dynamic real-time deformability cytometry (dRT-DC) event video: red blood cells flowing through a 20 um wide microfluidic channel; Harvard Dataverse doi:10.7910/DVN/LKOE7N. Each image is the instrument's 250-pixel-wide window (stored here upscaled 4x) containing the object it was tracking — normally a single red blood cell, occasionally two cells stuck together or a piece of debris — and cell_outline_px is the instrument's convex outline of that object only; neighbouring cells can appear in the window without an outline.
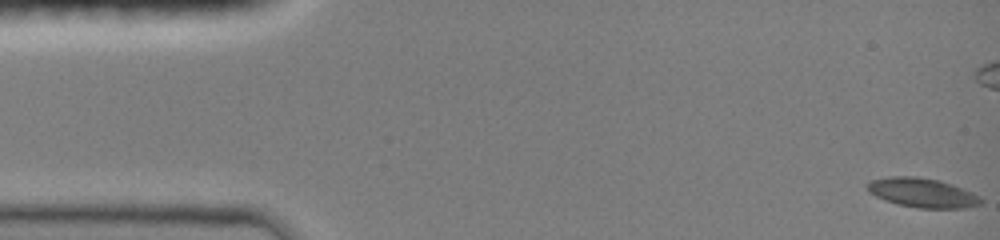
{"species": "common noctule bat (a hibernating species)", "species_latin": "Nyctalus noctula", "temperature_condition": "room temperature", "stored_images_in_passage": 49, "camera_frame_rate_fps": 3000, "um_per_image_px": 0.085, "animal": {"sex": "female", "body_mass_g": 19.0, "forearm_length_mm": 51.5}, "frame": {"image": 1, "passage_image": 1, "time_ms": 0.0, "image_size_px": [1000, 240], "cell_outline_px": [[984, 200], [980, 204], [964, 208], [916, 208], [896, 204], [884, 200], [868, 192], [868, 184], [872, 180], [888, 176], [916, 176], [940, 180], [952, 184], [972, 192], [980, 196]], "centroid_in_image_um": [78.41, 16.38], "position_along_channel_um": 6.6, "area_um2": 19.54}}
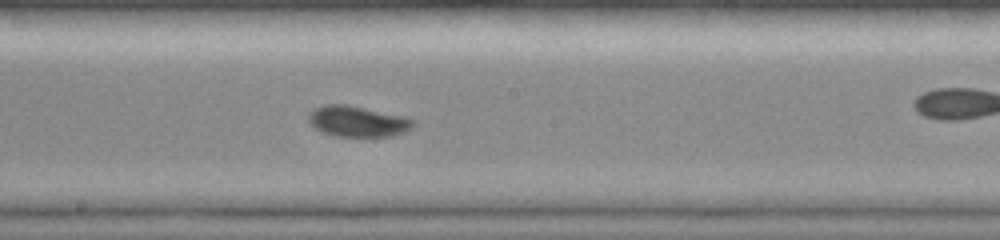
{"frame": {"image": 2, "passage_image": 26, "time_ms": 8.333, "image_size_px": [1000, 240], "cell_outline_px": [[416, 124], [412, 128], [404, 132], [392, 136], [332, 136], [320, 132], [308, 120], [308, 112], [324, 104], [348, 104], [404, 116], [416, 120]], "centroid_in_image_um": [30.41, 10.31], "position_along_channel_um": 217.8, "area_um2": 19.02}}
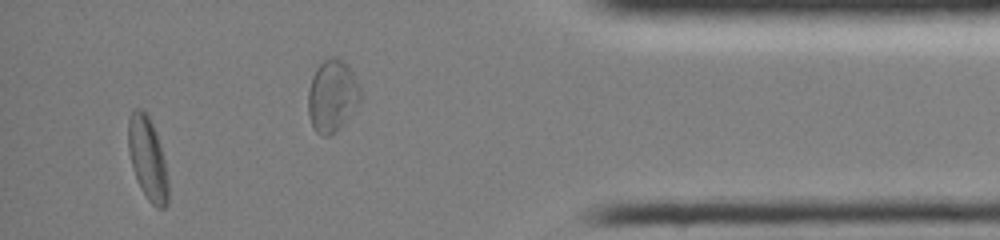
{"frame": {"image": 3, "passage_image": 45, "time_ms": 14.667, "image_size_px": [1000, 240], "cell_outline_px": [[168, 204], [164, 208], [156, 208], [148, 200], [140, 188], [132, 168], [128, 152], [128, 120], [132, 112], [136, 108], [140, 108], [148, 116], [152, 124], [160, 144], [164, 160], [168, 180]], "centroid_in_image_um": [12.54, 13.52], "position_along_channel_um": 422.7, "area_um2": 19.25}, "authors_computed_cell_mechanics": {"area_um2": 18.5538, "velocity_mm_per_s": 4.0351, "shape_relaxation_time_tau1_ms": 4.0847, "shape_relaxation_time_tau2_ms": null, "deformation_change_tau1": 0.1035, "deformation_change_tau2": null}}